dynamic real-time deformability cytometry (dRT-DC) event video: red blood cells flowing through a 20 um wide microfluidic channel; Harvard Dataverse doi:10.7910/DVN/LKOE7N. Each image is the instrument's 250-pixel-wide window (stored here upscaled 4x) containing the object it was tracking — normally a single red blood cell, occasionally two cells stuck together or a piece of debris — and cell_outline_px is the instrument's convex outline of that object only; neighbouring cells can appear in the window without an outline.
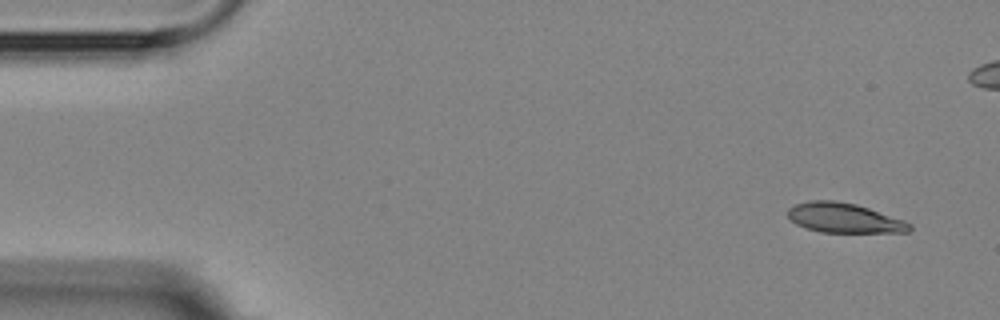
{"species": "Egyptian fruit bat (a non-hibernating species)", "species_latin": "Rousettus aegyptiacus", "temperature_condition": "room temperature", "stored_images_in_passage": 8, "camera_frame_rate_fps": 3000, "um_per_image_px": 0.085, "animal": {"sex": "female"}, "frame": {"image": 1, "passage_image": 1, "time_ms": 0.0, "image_size_px": [1000, 320], "cell_outline_px": [[912, 228], [908, 232], [820, 232], [804, 228], [796, 224], [788, 216], [788, 208], [796, 204], [808, 200], [836, 200], [856, 204], [904, 220], [912, 224]], "centroid_in_image_um": [71.73, 18.52], "position_along_channel_um": 13.3, "area_um2": 21.1}}
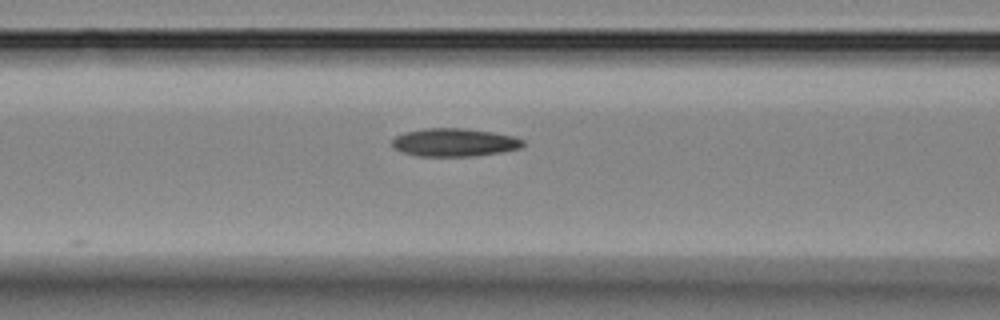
{"frame": {"image": 2, "passage_image": 8, "time_ms": 8.667, "image_size_px": [1000, 320], "cell_outline_px": [[524, 144], [520, 148], [500, 152], [476, 156], [416, 156], [400, 152], [392, 144], [392, 140], [396, 136], [404, 132], [424, 128], [464, 128], [492, 132], [512, 136], [524, 140]], "centroid_in_image_um": [38.6, 12.1], "position_along_channel_um": 128.0, "area_um2": 21.44}}